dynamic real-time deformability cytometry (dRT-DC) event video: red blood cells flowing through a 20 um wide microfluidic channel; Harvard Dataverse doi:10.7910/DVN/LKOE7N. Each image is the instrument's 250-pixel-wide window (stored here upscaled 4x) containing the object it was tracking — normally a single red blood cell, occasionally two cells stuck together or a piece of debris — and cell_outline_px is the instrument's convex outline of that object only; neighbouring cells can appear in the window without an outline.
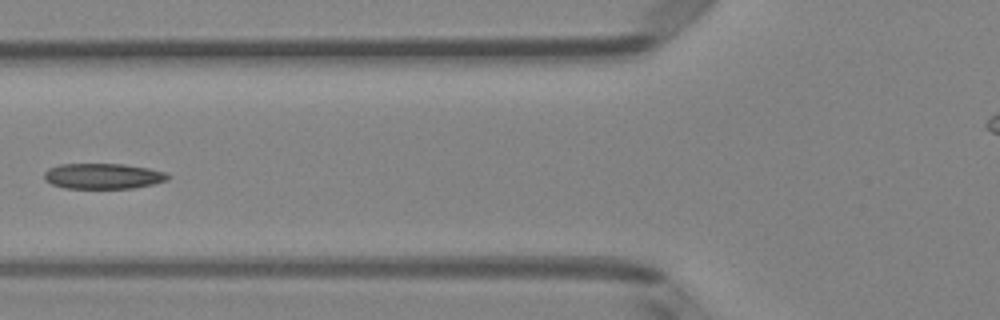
{"species": "Egyptian fruit bat (a non-hibernating species)", "species_latin": "Rousettus aegyptiacus", "temperature_condition": "room temperature", "stored_images_in_passage": 6, "camera_frame_rate_fps": 3000, "um_per_image_px": 0.085, "animal": {"sex": "female"}, "frame": {"image": 1, "passage_image": 5, "time_ms": 1.333, "image_size_px": [1000, 320], "cell_outline_px": [[172, 176], [168, 180], [152, 184], [132, 188], [64, 188], [52, 184], [44, 180], [44, 172], [48, 168], [60, 164], [124, 164], [148, 168], [164, 172]], "centroid_in_image_um": [8.74, 14.96], "position_along_channel_um": 117.1, "area_um2": 18.44}}
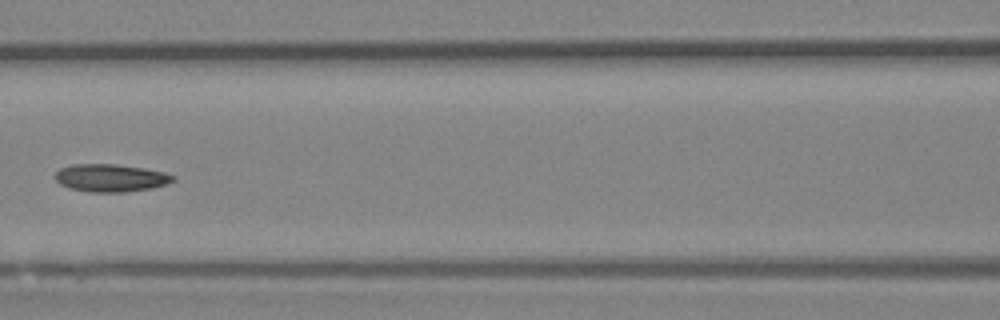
{"frame": {"image": 2, "passage_image": 6, "time_ms": 1.667, "image_size_px": [1000, 320], "cell_outline_px": [[176, 180], [168, 184], [152, 188], [124, 192], [88, 192], [68, 188], [60, 184], [56, 180], [56, 172], [60, 168], [72, 164], [116, 164], [144, 168], [164, 172], [176, 176]], "centroid_in_image_um": [9.43, 15.12], "position_along_channel_um": 157.2, "area_um2": 19.19}}